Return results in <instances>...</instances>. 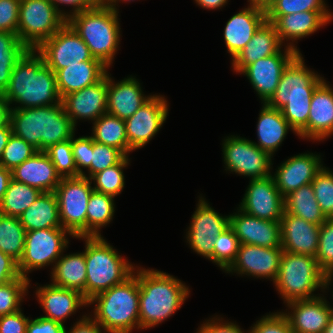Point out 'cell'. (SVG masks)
<instances>
[{
	"label": "cell",
	"mask_w": 333,
	"mask_h": 333,
	"mask_svg": "<svg viewBox=\"0 0 333 333\" xmlns=\"http://www.w3.org/2000/svg\"><path fill=\"white\" fill-rule=\"evenodd\" d=\"M26 232L19 217L0 213V250L17 262L24 252Z\"/></svg>",
	"instance_id": "cell-39"
},
{
	"label": "cell",
	"mask_w": 333,
	"mask_h": 333,
	"mask_svg": "<svg viewBox=\"0 0 333 333\" xmlns=\"http://www.w3.org/2000/svg\"><path fill=\"white\" fill-rule=\"evenodd\" d=\"M12 179L39 189L41 192H54L60 175L45 151H38L19 166L11 170Z\"/></svg>",
	"instance_id": "cell-25"
},
{
	"label": "cell",
	"mask_w": 333,
	"mask_h": 333,
	"mask_svg": "<svg viewBox=\"0 0 333 333\" xmlns=\"http://www.w3.org/2000/svg\"><path fill=\"white\" fill-rule=\"evenodd\" d=\"M12 133L25 140L38 151L69 140L75 125L66 114L62 102L56 105L12 109Z\"/></svg>",
	"instance_id": "cell-3"
},
{
	"label": "cell",
	"mask_w": 333,
	"mask_h": 333,
	"mask_svg": "<svg viewBox=\"0 0 333 333\" xmlns=\"http://www.w3.org/2000/svg\"><path fill=\"white\" fill-rule=\"evenodd\" d=\"M57 9V11L67 20L68 19V14L66 15V13H63L62 11H60L58 9V4L57 3H61V4H70L71 6L74 7L73 9V14L74 15L76 13L82 12L84 10L87 9H91L95 6H97L101 0H49ZM57 4V5H56Z\"/></svg>",
	"instance_id": "cell-57"
},
{
	"label": "cell",
	"mask_w": 333,
	"mask_h": 333,
	"mask_svg": "<svg viewBox=\"0 0 333 333\" xmlns=\"http://www.w3.org/2000/svg\"><path fill=\"white\" fill-rule=\"evenodd\" d=\"M278 0H270V7L275 3L277 2Z\"/></svg>",
	"instance_id": "cell-66"
},
{
	"label": "cell",
	"mask_w": 333,
	"mask_h": 333,
	"mask_svg": "<svg viewBox=\"0 0 333 333\" xmlns=\"http://www.w3.org/2000/svg\"><path fill=\"white\" fill-rule=\"evenodd\" d=\"M150 98L151 95L144 97L135 78H125L115 84L107 74V113L126 120Z\"/></svg>",
	"instance_id": "cell-27"
},
{
	"label": "cell",
	"mask_w": 333,
	"mask_h": 333,
	"mask_svg": "<svg viewBox=\"0 0 333 333\" xmlns=\"http://www.w3.org/2000/svg\"><path fill=\"white\" fill-rule=\"evenodd\" d=\"M114 197L93 190L87 206V236H100V227L108 224L114 214Z\"/></svg>",
	"instance_id": "cell-40"
},
{
	"label": "cell",
	"mask_w": 333,
	"mask_h": 333,
	"mask_svg": "<svg viewBox=\"0 0 333 333\" xmlns=\"http://www.w3.org/2000/svg\"><path fill=\"white\" fill-rule=\"evenodd\" d=\"M281 44L275 25L265 20L250 42L232 60L234 70L240 73L258 59L277 54L281 50Z\"/></svg>",
	"instance_id": "cell-29"
},
{
	"label": "cell",
	"mask_w": 333,
	"mask_h": 333,
	"mask_svg": "<svg viewBox=\"0 0 333 333\" xmlns=\"http://www.w3.org/2000/svg\"><path fill=\"white\" fill-rule=\"evenodd\" d=\"M26 231L62 228L58 200L54 192H42L36 201L19 217Z\"/></svg>",
	"instance_id": "cell-33"
},
{
	"label": "cell",
	"mask_w": 333,
	"mask_h": 333,
	"mask_svg": "<svg viewBox=\"0 0 333 333\" xmlns=\"http://www.w3.org/2000/svg\"><path fill=\"white\" fill-rule=\"evenodd\" d=\"M282 248L261 247L251 244H240L235 261L226 270L258 277L271 278L276 280Z\"/></svg>",
	"instance_id": "cell-18"
},
{
	"label": "cell",
	"mask_w": 333,
	"mask_h": 333,
	"mask_svg": "<svg viewBox=\"0 0 333 333\" xmlns=\"http://www.w3.org/2000/svg\"><path fill=\"white\" fill-rule=\"evenodd\" d=\"M280 226L283 251L316 257L320 225L284 212L280 220Z\"/></svg>",
	"instance_id": "cell-21"
},
{
	"label": "cell",
	"mask_w": 333,
	"mask_h": 333,
	"mask_svg": "<svg viewBox=\"0 0 333 333\" xmlns=\"http://www.w3.org/2000/svg\"><path fill=\"white\" fill-rule=\"evenodd\" d=\"M125 155L117 148L95 142L91 137V163L89 179L106 168L118 164Z\"/></svg>",
	"instance_id": "cell-47"
},
{
	"label": "cell",
	"mask_w": 333,
	"mask_h": 333,
	"mask_svg": "<svg viewBox=\"0 0 333 333\" xmlns=\"http://www.w3.org/2000/svg\"><path fill=\"white\" fill-rule=\"evenodd\" d=\"M239 245L234 230L229 226L216 237L213 255L209 259L218 264L220 268L227 270L236 259Z\"/></svg>",
	"instance_id": "cell-41"
},
{
	"label": "cell",
	"mask_w": 333,
	"mask_h": 333,
	"mask_svg": "<svg viewBox=\"0 0 333 333\" xmlns=\"http://www.w3.org/2000/svg\"><path fill=\"white\" fill-rule=\"evenodd\" d=\"M20 1L0 0V31L18 35Z\"/></svg>",
	"instance_id": "cell-51"
},
{
	"label": "cell",
	"mask_w": 333,
	"mask_h": 333,
	"mask_svg": "<svg viewBox=\"0 0 333 333\" xmlns=\"http://www.w3.org/2000/svg\"><path fill=\"white\" fill-rule=\"evenodd\" d=\"M80 321H78L72 329H70L68 332L65 329V333H102L101 332V325L95 321V319L92 320V318L83 316Z\"/></svg>",
	"instance_id": "cell-58"
},
{
	"label": "cell",
	"mask_w": 333,
	"mask_h": 333,
	"mask_svg": "<svg viewBox=\"0 0 333 333\" xmlns=\"http://www.w3.org/2000/svg\"><path fill=\"white\" fill-rule=\"evenodd\" d=\"M35 49H29L14 66L4 99L22 104L13 109L56 105L61 103L55 72Z\"/></svg>",
	"instance_id": "cell-1"
},
{
	"label": "cell",
	"mask_w": 333,
	"mask_h": 333,
	"mask_svg": "<svg viewBox=\"0 0 333 333\" xmlns=\"http://www.w3.org/2000/svg\"><path fill=\"white\" fill-rule=\"evenodd\" d=\"M292 314L284 313L295 333H323L333 311L323 297L292 301Z\"/></svg>",
	"instance_id": "cell-23"
},
{
	"label": "cell",
	"mask_w": 333,
	"mask_h": 333,
	"mask_svg": "<svg viewBox=\"0 0 333 333\" xmlns=\"http://www.w3.org/2000/svg\"><path fill=\"white\" fill-rule=\"evenodd\" d=\"M106 6L110 7L111 9H113L114 11H117L116 8V3L118 0H101ZM123 1H127V0H123ZM129 1V0H128ZM131 1V0H130Z\"/></svg>",
	"instance_id": "cell-64"
},
{
	"label": "cell",
	"mask_w": 333,
	"mask_h": 333,
	"mask_svg": "<svg viewBox=\"0 0 333 333\" xmlns=\"http://www.w3.org/2000/svg\"><path fill=\"white\" fill-rule=\"evenodd\" d=\"M250 5L258 6L263 11H267L270 8V0H249Z\"/></svg>",
	"instance_id": "cell-63"
},
{
	"label": "cell",
	"mask_w": 333,
	"mask_h": 333,
	"mask_svg": "<svg viewBox=\"0 0 333 333\" xmlns=\"http://www.w3.org/2000/svg\"><path fill=\"white\" fill-rule=\"evenodd\" d=\"M71 138V145L73 151V157L77 167V172L81 176H85L81 167L88 168L90 172V163H91V136L79 137L77 139Z\"/></svg>",
	"instance_id": "cell-52"
},
{
	"label": "cell",
	"mask_w": 333,
	"mask_h": 333,
	"mask_svg": "<svg viewBox=\"0 0 333 333\" xmlns=\"http://www.w3.org/2000/svg\"><path fill=\"white\" fill-rule=\"evenodd\" d=\"M315 258L326 274L333 273V218H327L320 226L318 250Z\"/></svg>",
	"instance_id": "cell-49"
},
{
	"label": "cell",
	"mask_w": 333,
	"mask_h": 333,
	"mask_svg": "<svg viewBox=\"0 0 333 333\" xmlns=\"http://www.w3.org/2000/svg\"><path fill=\"white\" fill-rule=\"evenodd\" d=\"M331 134H333V90L323 81L312 95L308 123L298 136L322 140Z\"/></svg>",
	"instance_id": "cell-24"
},
{
	"label": "cell",
	"mask_w": 333,
	"mask_h": 333,
	"mask_svg": "<svg viewBox=\"0 0 333 333\" xmlns=\"http://www.w3.org/2000/svg\"><path fill=\"white\" fill-rule=\"evenodd\" d=\"M223 155L226 168L251 179L271 176V155L261 150L251 140L241 137H228L224 140Z\"/></svg>",
	"instance_id": "cell-13"
},
{
	"label": "cell",
	"mask_w": 333,
	"mask_h": 333,
	"mask_svg": "<svg viewBox=\"0 0 333 333\" xmlns=\"http://www.w3.org/2000/svg\"><path fill=\"white\" fill-rule=\"evenodd\" d=\"M26 333H65V326L57 321L38 317L28 321Z\"/></svg>",
	"instance_id": "cell-54"
},
{
	"label": "cell",
	"mask_w": 333,
	"mask_h": 333,
	"mask_svg": "<svg viewBox=\"0 0 333 333\" xmlns=\"http://www.w3.org/2000/svg\"><path fill=\"white\" fill-rule=\"evenodd\" d=\"M240 210L259 219L280 222L284 213V197L272 175L250 180Z\"/></svg>",
	"instance_id": "cell-16"
},
{
	"label": "cell",
	"mask_w": 333,
	"mask_h": 333,
	"mask_svg": "<svg viewBox=\"0 0 333 333\" xmlns=\"http://www.w3.org/2000/svg\"><path fill=\"white\" fill-rule=\"evenodd\" d=\"M36 152H38L36 148L12 133L3 150L0 165L6 169L13 170Z\"/></svg>",
	"instance_id": "cell-46"
},
{
	"label": "cell",
	"mask_w": 333,
	"mask_h": 333,
	"mask_svg": "<svg viewBox=\"0 0 333 333\" xmlns=\"http://www.w3.org/2000/svg\"><path fill=\"white\" fill-rule=\"evenodd\" d=\"M323 81L304 65L299 53L285 68L275 93L266 104L281 110L298 134L308 123L312 95Z\"/></svg>",
	"instance_id": "cell-2"
},
{
	"label": "cell",
	"mask_w": 333,
	"mask_h": 333,
	"mask_svg": "<svg viewBox=\"0 0 333 333\" xmlns=\"http://www.w3.org/2000/svg\"><path fill=\"white\" fill-rule=\"evenodd\" d=\"M18 262L0 250V285L19 278Z\"/></svg>",
	"instance_id": "cell-55"
},
{
	"label": "cell",
	"mask_w": 333,
	"mask_h": 333,
	"mask_svg": "<svg viewBox=\"0 0 333 333\" xmlns=\"http://www.w3.org/2000/svg\"><path fill=\"white\" fill-rule=\"evenodd\" d=\"M284 212L320 226L327 219L318 205L311 183L301 186L284 197Z\"/></svg>",
	"instance_id": "cell-35"
},
{
	"label": "cell",
	"mask_w": 333,
	"mask_h": 333,
	"mask_svg": "<svg viewBox=\"0 0 333 333\" xmlns=\"http://www.w3.org/2000/svg\"><path fill=\"white\" fill-rule=\"evenodd\" d=\"M251 333H295L284 313H273L261 318L251 329Z\"/></svg>",
	"instance_id": "cell-50"
},
{
	"label": "cell",
	"mask_w": 333,
	"mask_h": 333,
	"mask_svg": "<svg viewBox=\"0 0 333 333\" xmlns=\"http://www.w3.org/2000/svg\"><path fill=\"white\" fill-rule=\"evenodd\" d=\"M29 278H19L0 285V316L20 310V302L29 286Z\"/></svg>",
	"instance_id": "cell-45"
},
{
	"label": "cell",
	"mask_w": 333,
	"mask_h": 333,
	"mask_svg": "<svg viewBox=\"0 0 333 333\" xmlns=\"http://www.w3.org/2000/svg\"><path fill=\"white\" fill-rule=\"evenodd\" d=\"M61 178L81 176L73 157L71 139L51 145L45 150Z\"/></svg>",
	"instance_id": "cell-43"
},
{
	"label": "cell",
	"mask_w": 333,
	"mask_h": 333,
	"mask_svg": "<svg viewBox=\"0 0 333 333\" xmlns=\"http://www.w3.org/2000/svg\"><path fill=\"white\" fill-rule=\"evenodd\" d=\"M12 134V126L11 123L3 128H0V159L3 154V150L5 146L7 145L8 139Z\"/></svg>",
	"instance_id": "cell-61"
},
{
	"label": "cell",
	"mask_w": 333,
	"mask_h": 333,
	"mask_svg": "<svg viewBox=\"0 0 333 333\" xmlns=\"http://www.w3.org/2000/svg\"><path fill=\"white\" fill-rule=\"evenodd\" d=\"M28 50L17 34L0 31V94L7 90L14 66Z\"/></svg>",
	"instance_id": "cell-37"
},
{
	"label": "cell",
	"mask_w": 333,
	"mask_h": 333,
	"mask_svg": "<svg viewBox=\"0 0 333 333\" xmlns=\"http://www.w3.org/2000/svg\"><path fill=\"white\" fill-rule=\"evenodd\" d=\"M281 52L280 50L277 54L258 59L240 72L248 77L264 103L275 93L287 65L300 53L293 44L287 46L284 54Z\"/></svg>",
	"instance_id": "cell-15"
},
{
	"label": "cell",
	"mask_w": 333,
	"mask_h": 333,
	"mask_svg": "<svg viewBox=\"0 0 333 333\" xmlns=\"http://www.w3.org/2000/svg\"><path fill=\"white\" fill-rule=\"evenodd\" d=\"M168 115L167 101L161 96H151L125 121L129 153L143 147L160 130Z\"/></svg>",
	"instance_id": "cell-14"
},
{
	"label": "cell",
	"mask_w": 333,
	"mask_h": 333,
	"mask_svg": "<svg viewBox=\"0 0 333 333\" xmlns=\"http://www.w3.org/2000/svg\"><path fill=\"white\" fill-rule=\"evenodd\" d=\"M96 303L94 319L108 333H131L140 328L138 274L95 295L88 304Z\"/></svg>",
	"instance_id": "cell-5"
},
{
	"label": "cell",
	"mask_w": 333,
	"mask_h": 333,
	"mask_svg": "<svg viewBox=\"0 0 333 333\" xmlns=\"http://www.w3.org/2000/svg\"><path fill=\"white\" fill-rule=\"evenodd\" d=\"M36 294L46 312L42 317L61 324L79 307L88 305V301L80 292L53 284L40 287Z\"/></svg>",
	"instance_id": "cell-28"
},
{
	"label": "cell",
	"mask_w": 333,
	"mask_h": 333,
	"mask_svg": "<svg viewBox=\"0 0 333 333\" xmlns=\"http://www.w3.org/2000/svg\"><path fill=\"white\" fill-rule=\"evenodd\" d=\"M140 329L153 327L181 308L189 295L188 288L175 277L157 270L140 269Z\"/></svg>",
	"instance_id": "cell-4"
},
{
	"label": "cell",
	"mask_w": 333,
	"mask_h": 333,
	"mask_svg": "<svg viewBox=\"0 0 333 333\" xmlns=\"http://www.w3.org/2000/svg\"><path fill=\"white\" fill-rule=\"evenodd\" d=\"M333 273H325L315 257L282 252L279 271L274 281L286 303L316 298L317 288H327Z\"/></svg>",
	"instance_id": "cell-8"
},
{
	"label": "cell",
	"mask_w": 333,
	"mask_h": 333,
	"mask_svg": "<svg viewBox=\"0 0 333 333\" xmlns=\"http://www.w3.org/2000/svg\"><path fill=\"white\" fill-rule=\"evenodd\" d=\"M86 272L84 252L63 256L58 259L51 273L52 284L76 290L85 298Z\"/></svg>",
	"instance_id": "cell-34"
},
{
	"label": "cell",
	"mask_w": 333,
	"mask_h": 333,
	"mask_svg": "<svg viewBox=\"0 0 333 333\" xmlns=\"http://www.w3.org/2000/svg\"><path fill=\"white\" fill-rule=\"evenodd\" d=\"M106 68L99 60H87L57 70L55 76L61 99L100 81L107 74Z\"/></svg>",
	"instance_id": "cell-30"
},
{
	"label": "cell",
	"mask_w": 333,
	"mask_h": 333,
	"mask_svg": "<svg viewBox=\"0 0 333 333\" xmlns=\"http://www.w3.org/2000/svg\"><path fill=\"white\" fill-rule=\"evenodd\" d=\"M92 139L100 144L119 149L125 156L129 153L125 121L109 113L94 122Z\"/></svg>",
	"instance_id": "cell-36"
},
{
	"label": "cell",
	"mask_w": 333,
	"mask_h": 333,
	"mask_svg": "<svg viewBox=\"0 0 333 333\" xmlns=\"http://www.w3.org/2000/svg\"><path fill=\"white\" fill-rule=\"evenodd\" d=\"M331 12L306 11L279 16L273 24L281 43L285 39L297 40L317 31L331 21Z\"/></svg>",
	"instance_id": "cell-31"
},
{
	"label": "cell",
	"mask_w": 333,
	"mask_h": 333,
	"mask_svg": "<svg viewBox=\"0 0 333 333\" xmlns=\"http://www.w3.org/2000/svg\"><path fill=\"white\" fill-rule=\"evenodd\" d=\"M265 20L266 12L258 6L250 5L227 21L224 39L233 59L250 42L253 34Z\"/></svg>",
	"instance_id": "cell-26"
},
{
	"label": "cell",
	"mask_w": 333,
	"mask_h": 333,
	"mask_svg": "<svg viewBox=\"0 0 333 333\" xmlns=\"http://www.w3.org/2000/svg\"><path fill=\"white\" fill-rule=\"evenodd\" d=\"M238 214L230 215V227L234 230L239 244L261 247H281L280 222L259 219L239 209Z\"/></svg>",
	"instance_id": "cell-20"
},
{
	"label": "cell",
	"mask_w": 333,
	"mask_h": 333,
	"mask_svg": "<svg viewBox=\"0 0 333 333\" xmlns=\"http://www.w3.org/2000/svg\"><path fill=\"white\" fill-rule=\"evenodd\" d=\"M311 184L322 213L333 218V173L323 167Z\"/></svg>",
	"instance_id": "cell-48"
},
{
	"label": "cell",
	"mask_w": 333,
	"mask_h": 333,
	"mask_svg": "<svg viewBox=\"0 0 333 333\" xmlns=\"http://www.w3.org/2000/svg\"><path fill=\"white\" fill-rule=\"evenodd\" d=\"M257 124V135L259 143H255L261 150L268 152L271 156L280 146L288 129L293 130L281 113V110L272 108L263 103Z\"/></svg>",
	"instance_id": "cell-32"
},
{
	"label": "cell",
	"mask_w": 333,
	"mask_h": 333,
	"mask_svg": "<svg viewBox=\"0 0 333 333\" xmlns=\"http://www.w3.org/2000/svg\"><path fill=\"white\" fill-rule=\"evenodd\" d=\"M12 180L11 170L6 169L0 165V204L4 197L6 190L8 189L9 183Z\"/></svg>",
	"instance_id": "cell-60"
},
{
	"label": "cell",
	"mask_w": 333,
	"mask_h": 333,
	"mask_svg": "<svg viewBox=\"0 0 333 333\" xmlns=\"http://www.w3.org/2000/svg\"><path fill=\"white\" fill-rule=\"evenodd\" d=\"M85 176L62 178L54 193L62 228L72 237L87 236V206L94 190Z\"/></svg>",
	"instance_id": "cell-9"
},
{
	"label": "cell",
	"mask_w": 333,
	"mask_h": 333,
	"mask_svg": "<svg viewBox=\"0 0 333 333\" xmlns=\"http://www.w3.org/2000/svg\"><path fill=\"white\" fill-rule=\"evenodd\" d=\"M61 102L75 126L78 118L96 121L107 113V74L95 84L64 96Z\"/></svg>",
	"instance_id": "cell-19"
},
{
	"label": "cell",
	"mask_w": 333,
	"mask_h": 333,
	"mask_svg": "<svg viewBox=\"0 0 333 333\" xmlns=\"http://www.w3.org/2000/svg\"><path fill=\"white\" fill-rule=\"evenodd\" d=\"M128 156H125L118 164L96 173L91 179L96 181L95 191L115 197L124 187V175L122 168L128 165Z\"/></svg>",
	"instance_id": "cell-42"
},
{
	"label": "cell",
	"mask_w": 333,
	"mask_h": 333,
	"mask_svg": "<svg viewBox=\"0 0 333 333\" xmlns=\"http://www.w3.org/2000/svg\"><path fill=\"white\" fill-rule=\"evenodd\" d=\"M306 11L329 12L324 0H278L266 11V20L273 23L279 16Z\"/></svg>",
	"instance_id": "cell-44"
},
{
	"label": "cell",
	"mask_w": 333,
	"mask_h": 333,
	"mask_svg": "<svg viewBox=\"0 0 333 333\" xmlns=\"http://www.w3.org/2000/svg\"><path fill=\"white\" fill-rule=\"evenodd\" d=\"M35 50L54 72L78 62L98 60L92 56L86 43L67 22Z\"/></svg>",
	"instance_id": "cell-12"
},
{
	"label": "cell",
	"mask_w": 333,
	"mask_h": 333,
	"mask_svg": "<svg viewBox=\"0 0 333 333\" xmlns=\"http://www.w3.org/2000/svg\"><path fill=\"white\" fill-rule=\"evenodd\" d=\"M323 333H333V316L330 318L329 323L325 327Z\"/></svg>",
	"instance_id": "cell-65"
},
{
	"label": "cell",
	"mask_w": 333,
	"mask_h": 333,
	"mask_svg": "<svg viewBox=\"0 0 333 333\" xmlns=\"http://www.w3.org/2000/svg\"><path fill=\"white\" fill-rule=\"evenodd\" d=\"M86 239L85 262L86 284L85 299L91 300L95 295L124 282L133 274L134 267L123 259L100 236H80Z\"/></svg>",
	"instance_id": "cell-7"
},
{
	"label": "cell",
	"mask_w": 333,
	"mask_h": 333,
	"mask_svg": "<svg viewBox=\"0 0 333 333\" xmlns=\"http://www.w3.org/2000/svg\"><path fill=\"white\" fill-rule=\"evenodd\" d=\"M10 104L4 99L3 94H0V128L6 127L11 121Z\"/></svg>",
	"instance_id": "cell-59"
},
{
	"label": "cell",
	"mask_w": 333,
	"mask_h": 333,
	"mask_svg": "<svg viewBox=\"0 0 333 333\" xmlns=\"http://www.w3.org/2000/svg\"><path fill=\"white\" fill-rule=\"evenodd\" d=\"M29 318H26L21 309L7 315L0 316V333H26Z\"/></svg>",
	"instance_id": "cell-53"
},
{
	"label": "cell",
	"mask_w": 333,
	"mask_h": 333,
	"mask_svg": "<svg viewBox=\"0 0 333 333\" xmlns=\"http://www.w3.org/2000/svg\"><path fill=\"white\" fill-rule=\"evenodd\" d=\"M66 22L49 0L20 1L18 37L29 49H36Z\"/></svg>",
	"instance_id": "cell-10"
},
{
	"label": "cell",
	"mask_w": 333,
	"mask_h": 333,
	"mask_svg": "<svg viewBox=\"0 0 333 333\" xmlns=\"http://www.w3.org/2000/svg\"><path fill=\"white\" fill-rule=\"evenodd\" d=\"M211 321L202 324L197 333H243L241 328L234 323H220L217 321L215 322V320Z\"/></svg>",
	"instance_id": "cell-56"
},
{
	"label": "cell",
	"mask_w": 333,
	"mask_h": 333,
	"mask_svg": "<svg viewBox=\"0 0 333 333\" xmlns=\"http://www.w3.org/2000/svg\"><path fill=\"white\" fill-rule=\"evenodd\" d=\"M198 5L207 9H216L222 7L228 0H195Z\"/></svg>",
	"instance_id": "cell-62"
},
{
	"label": "cell",
	"mask_w": 333,
	"mask_h": 333,
	"mask_svg": "<svg viewBox=\"0 0 333 333\" xmlns=\"http://www.w3.org/2000/svg\"><path fill=\"white\" fill-rule=\"evenodd\" d=\"M229 226L230 216H220L203 198L199 199L187 235L189 245L195 252L209 259L213 255L216 237Z\"/></svg>",
	"instance_id": "cell-17"
},
{
	"label": "cell",
	"mask_w": 333,
	"mask_h": 333,
	"mask_svg": "<svg viewBox=\"0 0 333 333\" xmlns=\"http://www.w3.org/2000/svg\"><path fill=\"white\" fill-rule=\"evenodd\" d=\"M320 156L299 154L290 157L278 167L273 177L275 185L283 197L301 186L312 183L317 173L323 168Z\"/></svg>",
	"instance_id": "cell-22"
},
{
	"label": "cell",
	"mask_w": 333,
	"mask_h": 333,
	"mask_svg": "<svg viewBox=\"0 0 333 333\" xmlns=\"http://www.w3.org/2000/svg\"><path fill=\"white\" fill-rule=\"evenodd\" d=\"M118 12L102 1L91 9L68 15L67 23L86 43L92 56L109 67L117 51L120 28Z\"/></svg>",
	"instance_id": "cell-6"
},
{
	"label": "cell",
	"mask_w": 333,
	"mask_h": 333,
	"mask_svg": "<svg viewBox=\"0 0 333 333\" xmlns=\"http://www.w3.org/2000/svg\"><path fill=\"white\" fill-rule=\"evenodd\" d=\"M64 228H46L26 232L22 258L18 262L21 276L28 278L27 273L55 262L61 257L68 240Z\"/></svg>",
	"instance_id": "cell-11"
},
{
	"label": "cell",
	"mask_w": 333,
	"mask_h": 333,
	"mask_svg": "<svg viewBox=\"0 0 333 333\" xmlns=\"http://www.w3.org/2000/svg\"><path fill=\"white\" fill-rule=\"evenodd\" d=\"M41 193L37 188L16 182L12 179L0 204V213L20 217L36 201Z\"/></svg>",
	"instance_id": "cell-38"
}]
</instances>
